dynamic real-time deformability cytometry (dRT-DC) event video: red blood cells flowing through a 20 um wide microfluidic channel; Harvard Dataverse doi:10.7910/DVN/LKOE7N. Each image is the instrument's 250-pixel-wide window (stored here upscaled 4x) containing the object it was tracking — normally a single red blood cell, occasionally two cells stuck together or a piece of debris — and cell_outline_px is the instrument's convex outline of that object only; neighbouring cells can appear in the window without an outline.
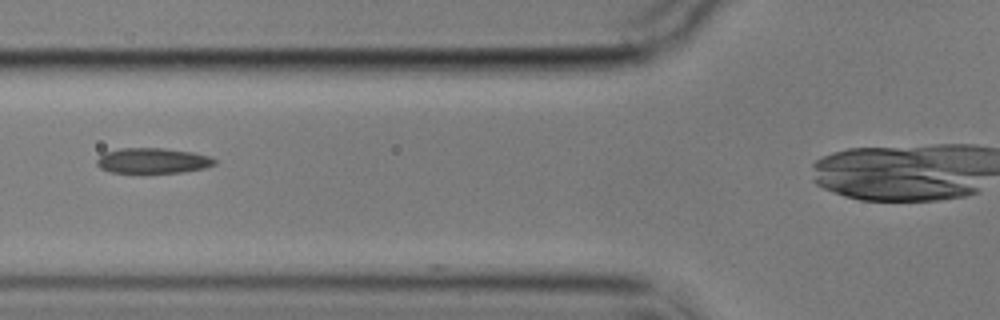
{"species": "common noctule bat (a hibernating species)", "species_latin": "Nyctalus noctula", "temperature_condition": "cold", "stored_images_in_passage": 12, "camera_frame_rate_fps": 3000, "um_per_image_px": 0.085, "animal": {"sex": "male", "body_mass_g": 17.9}, "frame": {"image": 1, "passage_image": 3, "time_ms": 3.333, "image_size_px": [1000, 320], "cell_outline_px": [[216, 164], [204, 168], [184, 172], [112, 172], [100, 168], [96, 164], [96, 160], [104, 152], [120, 148], [164, 148], [192, 152], [208, 156], [216, 160]], "centroid_in_image_um": [12.97, 13.65], "position_along_channel_um": 112.8, "area_um2": 17.28}}
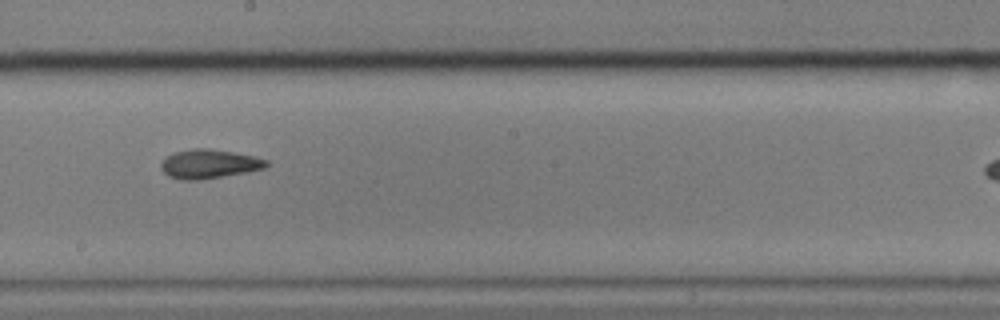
{"frame": {"image": 2, "passage_image": 6, "time_ms": 6.667, "image_size_px": [1000, 320], "cell_outline_px": [[268, 164], [264, 168], [248, 172], [200, 180], [180, 180], [168, 176], [160, 168], [160, 164], [164, 156], [172, 152], [192, 148], [208, 148], [232, 152], [252, 156], [268, 160]], "centroid_in_image_um": [17.71, 13.93], "position_along_channel_um": 230.5, "area_um2": 18.03}}
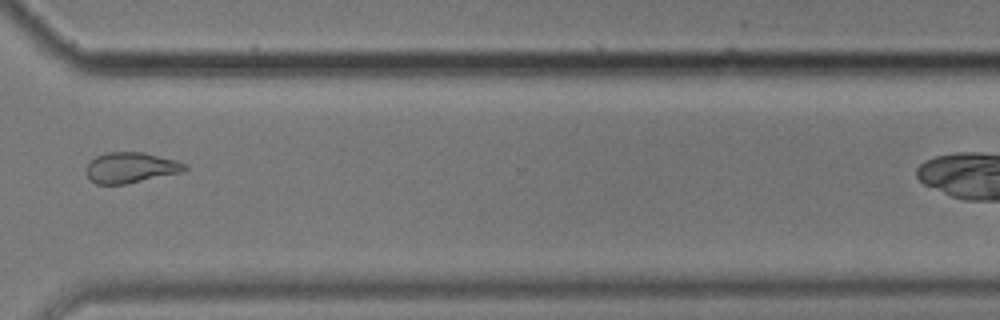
{"frame": {"image": 3, "passage_image": 9, "time_ms": 10.333, "image_size_px": [1000, 320], "cell_outline_px": [[188, 168], [180, 172], [124, 184], [96, 184], [88, 176], [88, 160], [96, 156], [108, 152], [144, 152], [176, 160], [188, 164]], "centroid_in_image_um": [11.12, 14.23], "position_along_channel_um": 359.5, "area_um2": 17.34}, "authors_computed_cell_mechanics": {"area_um2": 17.629, "velocity_mm_per_s": 3.5305, "shape_relaxation_time_tau1_ms": 5.2254, "shape_relaxation_time_tau2_ms": 4.8497, "deformation_change_tau1": 0.1283, "deformation_change_tau2": 0.0991}}